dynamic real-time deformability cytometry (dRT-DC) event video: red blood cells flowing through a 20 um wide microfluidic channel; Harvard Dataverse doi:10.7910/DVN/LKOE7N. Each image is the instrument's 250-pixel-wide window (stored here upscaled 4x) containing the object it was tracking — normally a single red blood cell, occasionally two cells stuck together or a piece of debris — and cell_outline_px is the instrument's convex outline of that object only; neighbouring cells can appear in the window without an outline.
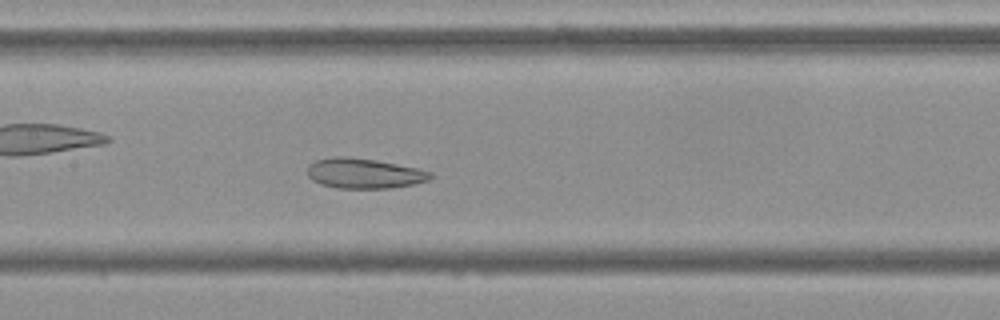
{"species": "Egyptian fruit bat (a non-hibernating species)", "species_latin": "Rousettus aegyptiacus", "temperature_condition": "cold", "stored_images_in_passage": 54, "camera_frame_rate_fps": 3000, "um_per_image_px": 0.085, "frame": {"image": 1, "passage_image": 25, "time_ms": 8.0, "image_size_px": [1000, 320], "cell_outline_px": [[432, 176], [428, 180], [412, 184], [392, 188], [340, 188], [320, 184], [312, 180], [308, 176], [308, 164], [316, 160], [336, 156], [348, 156], [376, 160], [416, 168], [432, 172]], "centroid_in_image_um": [30.92, 14.73], "position_along_channel_um": 176.5, "area_um2": 21.5}}
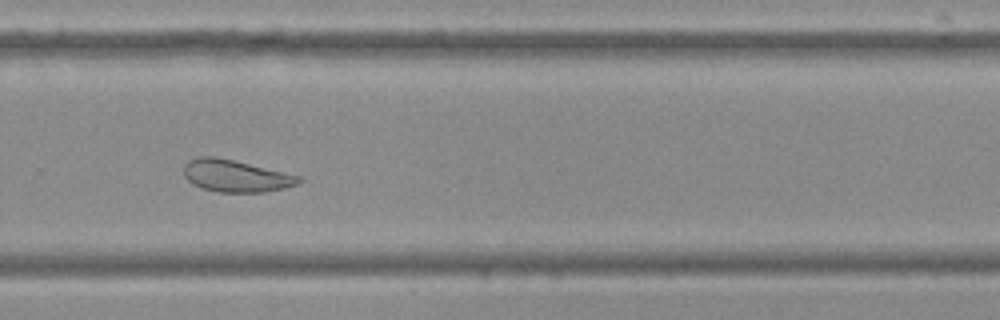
{"frame": {"image": 2, "passage_image": 36, "time_ms": 11.667, "image_size_px": [1000, 320], "cell_outline_px": [[304, 180], [296, 184], [284, 188], [264, 192], [216, 192], [200, 188], [192, 184], [184, 176], [184, 164], [188, 160], [196, 156], [212, 156], [232, 160], [300, 176]], "centroid_in_image_um": [19.98, 14.96], "position_along_channel_um": 309.8, "area_um2": 21.44}}
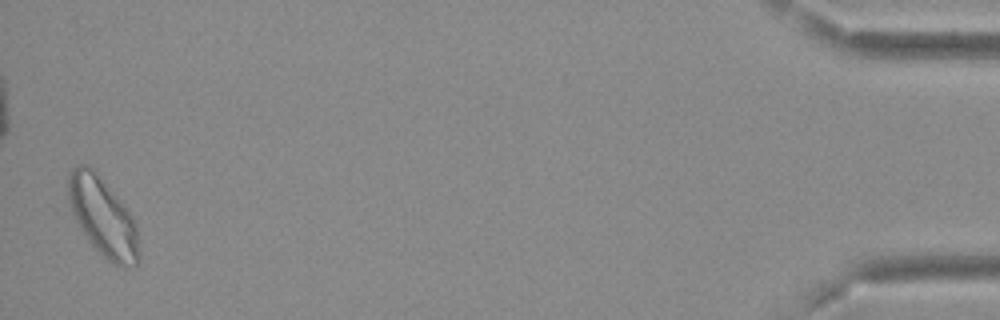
{"frame": {"image": 3, "passage_image": 53, "time_ms": 17.333, "image_size_px": [1000, 320], "cell_outline_px": [[140, 260], [132, 268], [124, 268], [112, 264], [92, 244], [80, 228], [72, 212], [68, 200], [68, 172], [76, 164], [88, 164], [96, 172], [132, 216], [136, 224], [140, 252]], "centroid_in_image_um": [8.75, 18.46], "position_along_channel_um": 426.4, "area_um2": 32.31}, "authors_computed_cell_mechanics": {"area_um2": 26.6747, "velocity_mm_per_s": 3.6528, "shape_relaxation_time_tau1_ms": null, "shape_relaxation_time_tau2_ms": 3.0096, "deformation_change_tau1": null, "deformation_change_tau2": 0.0962}}